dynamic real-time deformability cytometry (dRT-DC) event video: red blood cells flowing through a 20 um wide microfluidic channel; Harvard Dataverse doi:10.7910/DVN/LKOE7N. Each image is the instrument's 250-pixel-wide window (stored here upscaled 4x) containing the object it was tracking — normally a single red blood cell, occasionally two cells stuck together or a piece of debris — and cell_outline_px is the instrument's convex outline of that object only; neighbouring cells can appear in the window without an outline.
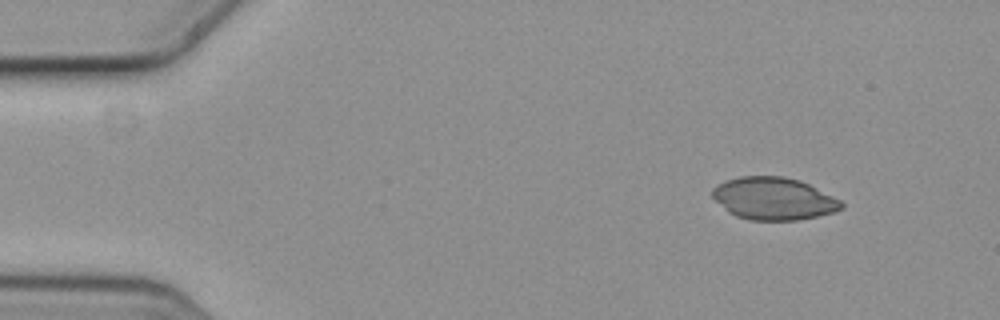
{"species": "common noctule bat (a hibernating species)", "species_latin": "Nyctalus noctula", "temperature_condition": "cold", "stored_images_in_passage": 4, "camera_frame_rate_fps": 3000, "um_per_image_px": 0.085, "animal": {"sex": "female", "body_mass_g": 19.3, "forearm_length_mm": 54.1}, "frame": {"image": 1, "passage_image": 1, "time_ms": 0.0, "image_size_px": [1000, 320], "cell_outline_px": [[844, 208], [832, 212], [816, 216], [796, 220], [748, 220], [736, 216], [728, 212], [712, 196], [712, 188], [724, 180], [740, 176], [784, 176], [800, 180], [840, 200], [844, 204]], "centroid_in_image_um": [65.73, 16.87], "position_along_channel_um": 19.3, "area_um2": 31.79}}